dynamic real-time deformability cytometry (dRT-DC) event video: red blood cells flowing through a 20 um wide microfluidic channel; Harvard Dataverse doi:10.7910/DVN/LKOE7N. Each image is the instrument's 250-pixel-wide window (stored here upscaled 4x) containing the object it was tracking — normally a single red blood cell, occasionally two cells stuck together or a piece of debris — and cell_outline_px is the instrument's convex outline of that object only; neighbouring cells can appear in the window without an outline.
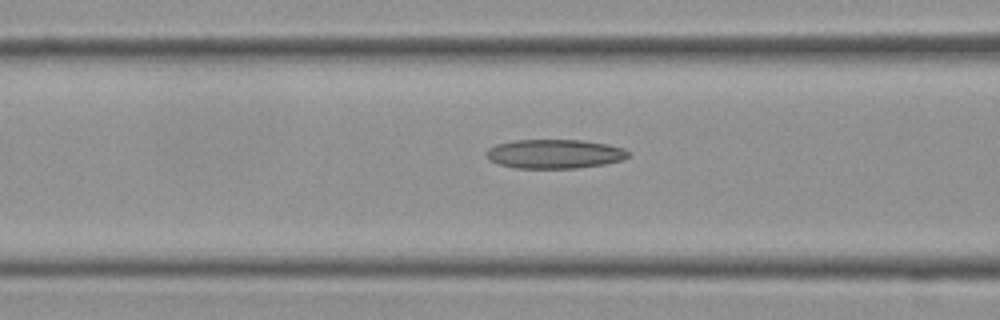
{"species": "Egyptian fruit bat (a non-hibernating species)", "species_latin": "Rousettus aegyptiacus", "temperature_condition": "cold", "stored_images_in_passage": 38, "camera_frame_rate_fps": 3000, "um_per_image_px": 0.085, "frame": {"image": 1, "passage_image": 14, "time_ms": 4.333, "image_size_px": [1000, 320], "cell_outline_px": [[632, 156], [624, 160], [604, 164], [576, 168], [516, 168], [500, 164], [488, 160], [484, 152], [488, 148], [496, 144], [512, 140], [580, 140], [608, 144], [624, 148], [632, 152]], "centroid_in_image_um": [47.17, 13.08], "position_along_channel_um": 119.4, "area_um2": 24.45}}
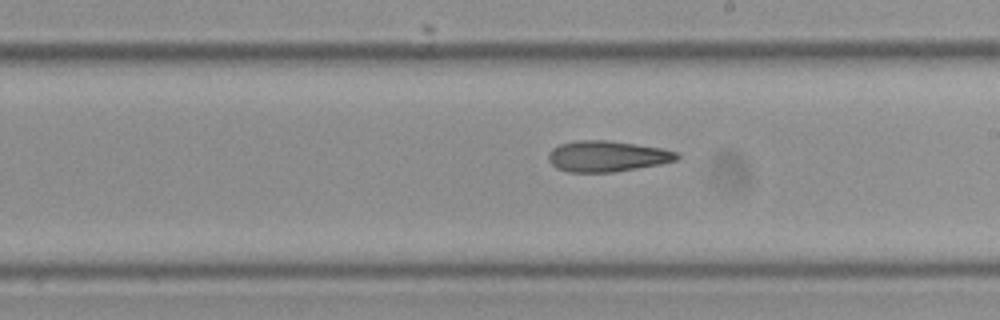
{"frame": {"image": 2, "passage_image": 24, "time_ms": 7.667, "image_size_px": [1000, 320], "cell_outline_px": [[680, 156], [676, 160], [660, 164], [612, 172], [568, 172], [556, 168], [548, 160], [548, 152], [552, 148], [560, 144], [576, 140], [608, 140], [636, 144], [660, 148], [680, 152]], "centroid_in_image_um": [51.58, 13.27], "position_along_channel_um": 237.4, "area_um2": 23.18}}
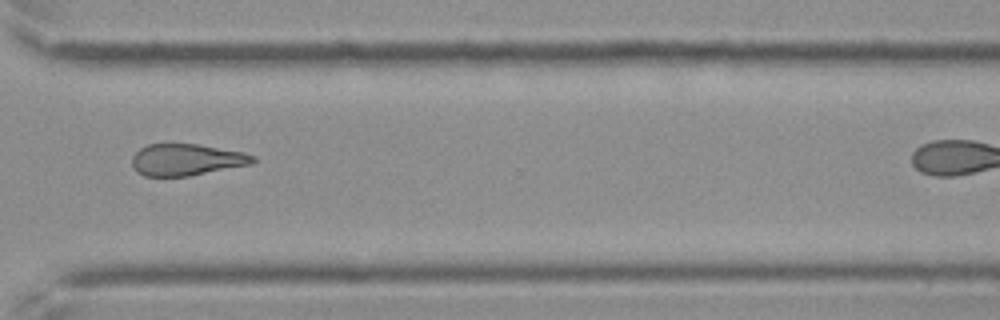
{"frame": {"image": 3, "passage_image": 34, "time_ms": 11.0, "image_size_px": [1000, 320], "cell_outline_px": [[256, 160], [252, 164], [188, 176], [144, 176], [136, 172], [132, 164], [132, 156], [140, 148], [148, 144], [196, 144], [244, 152], [256, 156]], "centroid_in_image_um": [15.85, 13.58], "position_along_channel_um": 354.8, "area_um2": 22.31}}